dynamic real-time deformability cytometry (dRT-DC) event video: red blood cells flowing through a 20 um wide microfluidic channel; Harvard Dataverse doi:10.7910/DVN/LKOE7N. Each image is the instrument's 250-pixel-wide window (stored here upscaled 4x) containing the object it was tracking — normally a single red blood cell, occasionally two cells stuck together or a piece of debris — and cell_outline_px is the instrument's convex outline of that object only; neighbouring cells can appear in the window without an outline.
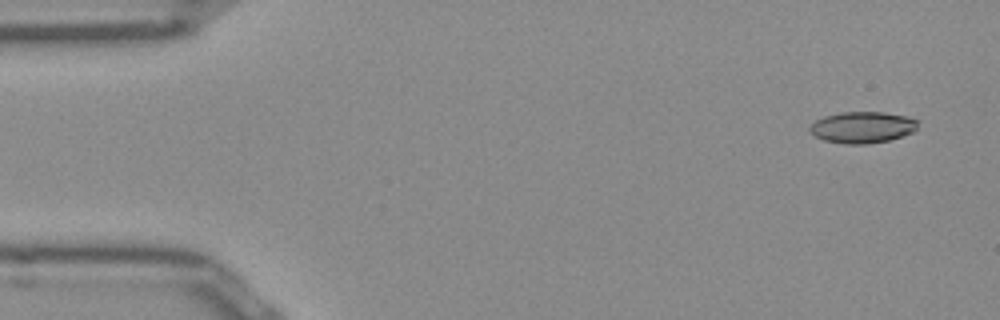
{"species": "Egyptian fruit bat (a non-hibernating species)", "species_latin": "Rousettus aegyptiacus", "temperature_condition": "room temperature", "stored_images_in_passage": 50, "camera_frame_rate_fps": 3000, "um_per_image_px": 0.085, "frame": {"image": 1, "passage_image": 1, "time_ms": 0.0, "image_size_px": [1000, 320], "cell_outline_px": [[920, 120], [916, 128], [912, 132], [888, 140], [868, 144], [844, 144], [824, 140], [816, 136], [808, 128], [816, 120], [824, 116], [840, 112], [884, 112], [908, 116]], "centroid_in_image_um": [73.32, 10.81], "position_along_channel_um": 11.7, "area_um2": 19.77}}
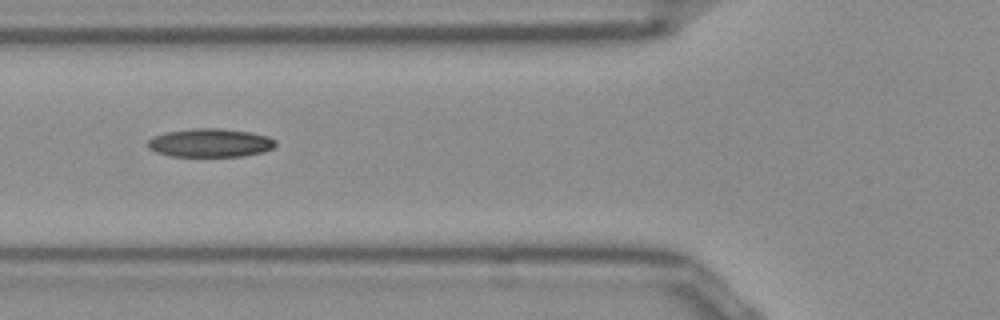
{"frame": {"image": 2, "passage_image": 17, "time_ms": 5.333, "image_size_px": [1000, 320], "cell_outline_px": [[276, 144], [272, 148], [264, 152], [240, 156], [168, 156], [156, 152], [148, 148], [148, 140], [152, 136], [164, 132], [192, 128], [220, 128], [248, 132], [268, 136], [276, 140]], "centroid_in_image_um": [17.83, 12.14], "position_along_channel_um": 108.0, "area_um2": 21.33}}
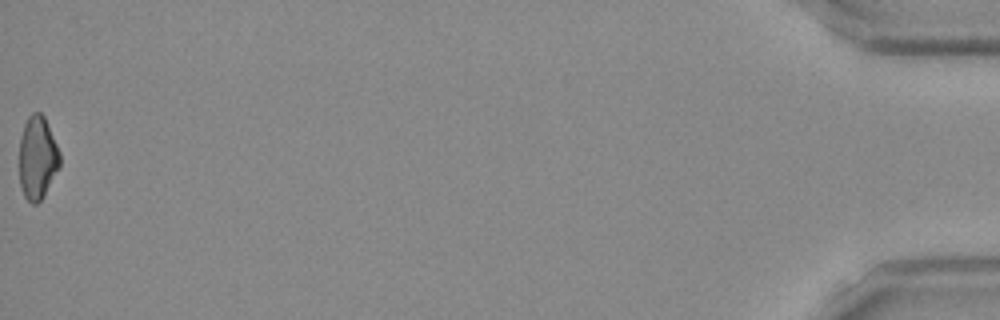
{"frame": {"image": 3, "passage_image": 50, "time_ms": 16.333, "image_size_px": [1000, 320], "cell_outline_px": [[60, 164], [44, 196], [36, 204], [32, 204], [24, 196], [20, 188], [20, 136], [24, 124], [28, 116], [32, 112], [40, 112], [44, 116], [60, 152]], "centroid_in_image_um": [3.17, 13.4], "position_along_channel_um": 432.0, "area_um2": 19.59}, "authors_computed_cell_mechanics": {"area_um2": 20.23, "velocity_mm_per_s": 3.9046, "shape_relaxation_time_tau1_ms": null, "shape_relaxation_time_tau2_ms": 7.4398, "deformation_change_tau1": null, "deformation_change_tau2": 0.1637}}